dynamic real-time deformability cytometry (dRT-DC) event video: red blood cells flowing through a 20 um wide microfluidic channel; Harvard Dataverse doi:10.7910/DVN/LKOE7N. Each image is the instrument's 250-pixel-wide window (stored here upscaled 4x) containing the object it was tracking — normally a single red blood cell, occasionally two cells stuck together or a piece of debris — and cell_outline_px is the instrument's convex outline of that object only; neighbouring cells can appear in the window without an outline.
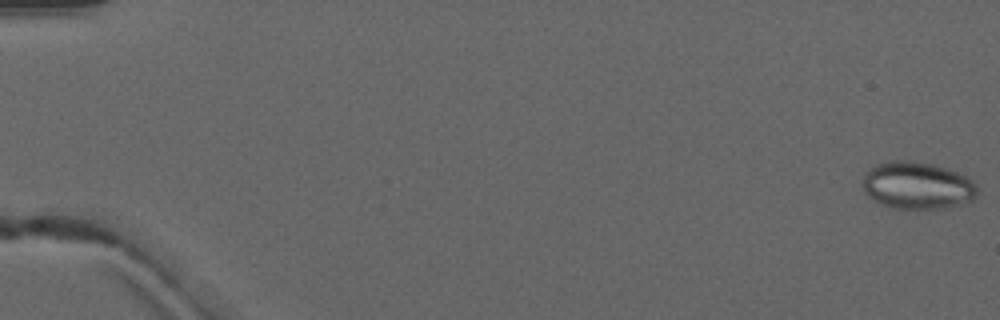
{"species": "common noctule bat (a hibernating species)", "species_latin": "Nyctalus noctula", "temperature_condition": "warm", "stored_images_in_passage": 6, "camera_frame_rate_fps": 3000, "um_per_image_px": 0.085, "animal": {"sex": "male", "forearm_length_mm": 52.5}, "frame": {"image": 1, "passage_image": 1, "time_ms": 0.0, "image_size_px": [1000, 320], "cell_outline_px": [[976, 196], [972, 200], [944, 208], [896, 208], [884, 204], [868, 196], [864, 192], [864, 172], [876, 164], [888, 160], [912, 160], [932, 164], [956, 172], [972, 180], [976, 188]], "centroid_in_image_um": [77.94, 15.74], "position_along_channel_um": 7.1, "area_um2": 31.15}}